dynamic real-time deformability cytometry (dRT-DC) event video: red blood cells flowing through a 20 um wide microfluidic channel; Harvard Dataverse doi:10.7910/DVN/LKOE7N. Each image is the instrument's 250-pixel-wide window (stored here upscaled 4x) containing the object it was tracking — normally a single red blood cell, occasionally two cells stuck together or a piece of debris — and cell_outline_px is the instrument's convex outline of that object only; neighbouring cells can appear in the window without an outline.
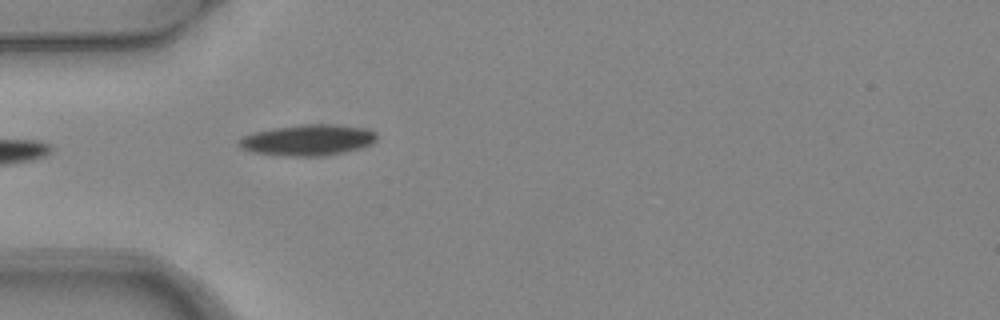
{"species": "common noctule bat (a hibernating species)", "species_latin": "Nyctalus noctula", "temperature_condition": "warm", "stored_images_in_passage": 4, "camera_frame_rate_fps": 3000, "um_per_image_px": 0.085, "animal": {"sex": "female", "body_mass_g": 24.6, "forearm_length_mm": 56.2}, "frame": {"image": 1, "passage_image": 4, "time_ms": 1.0, "image_size_px": [1000, 320], "cell_outline_px": [[376, 140], [360, 148], [344, 152], [320, 156], [284, 156], [252, 152], [240, 148], [236, 144], [236, 140], [244, 136], [256, 132], [272, 128], [304, 124], [332, 124], [364, 128], [376, 132]], "centroid_in_image_um": [26.11, 11.91], "position_along_channel_um": 58.9, "area_um2": 24.85}}